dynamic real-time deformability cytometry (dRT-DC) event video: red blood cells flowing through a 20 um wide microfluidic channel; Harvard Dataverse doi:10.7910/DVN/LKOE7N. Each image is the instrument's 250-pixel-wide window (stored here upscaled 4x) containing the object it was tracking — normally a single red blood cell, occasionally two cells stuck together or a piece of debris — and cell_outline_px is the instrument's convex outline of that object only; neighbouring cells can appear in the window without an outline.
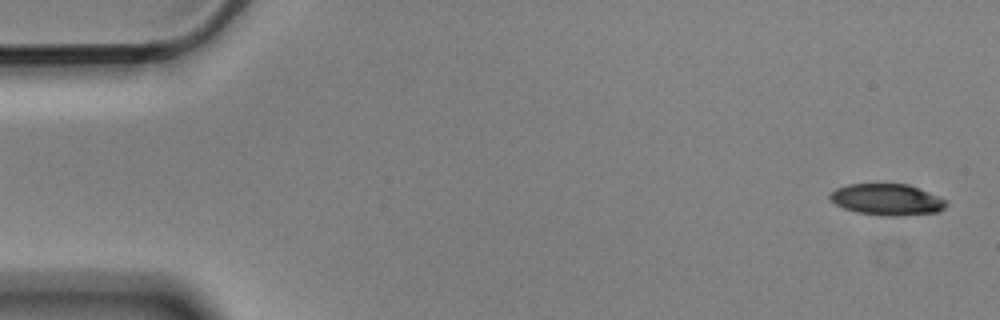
{"species": "Egyptian fruit bat (a non-hibernating species)", "species_latin": "Rousettus aegyptiacus", "temperature_condition": "cold", "stored_images_in_passage": 6, "camera_frame_rate_fps": 3000, "um_per_image_px": 0.085, "animal": {"sex": "male"}, "frame": {"image": 1, "passage_image": 1, "time_ms": 0.0, "image_size_px": [1000, 320], "cell_outline_px": [[948, 204], [940, 212], [900, 216], [880, 216], [856, 212], [844, 208], [836, 204], [828, 196], [836, 188], [848, 184], [908, 184], [920, 188], [948, 200]], "centroid_in_image_um": [75.44, 16.97], "position_along_channel_um": 9.6, "area_um2": 21.5}}
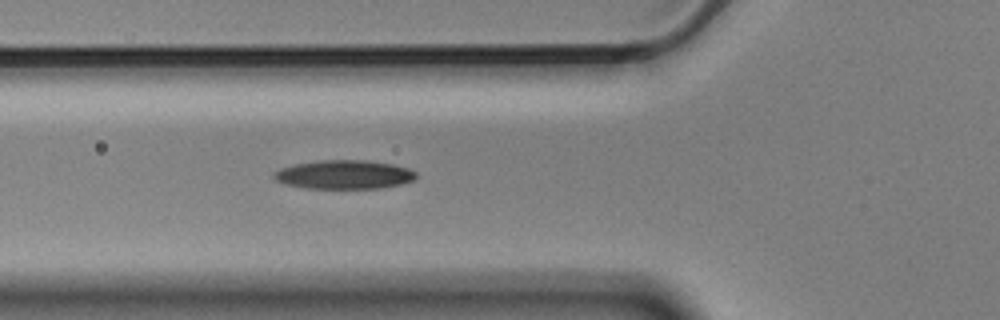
{"frame": {"image": 2, "passage_image": 6, "time_ms": 1.667, "image_size_px": [1000, 320], "cell_outline_px": [[416, 180], [400, 184], [380, 188], [308, 188], [288, 184], [276, 180], [272, 176], [272, 172], [280, 168], [292, 164], [320, 160], [368, 160], [392, 164], [408, 168], [416, 172]], "centroid_in_image_um": [29.25, 14.83], "position_along_channel_um": 96.6, "area_um2": 23.93}}